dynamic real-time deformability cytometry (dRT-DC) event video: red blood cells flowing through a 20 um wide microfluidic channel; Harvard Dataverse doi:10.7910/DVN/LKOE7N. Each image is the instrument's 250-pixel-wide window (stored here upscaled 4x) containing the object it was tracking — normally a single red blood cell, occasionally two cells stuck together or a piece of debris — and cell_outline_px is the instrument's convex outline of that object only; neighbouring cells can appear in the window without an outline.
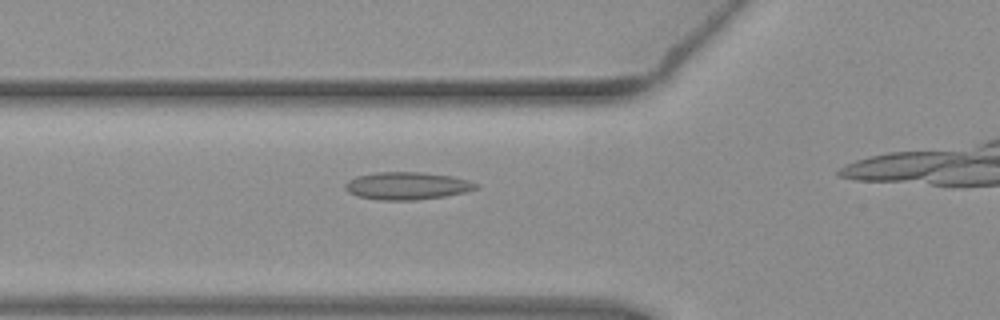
{"species": "common noctule bat (a hibernating species)", "species_latin": "Nyctalus noctula", "temperature_condition": "warm", "stored_images_in_passage": 20, "camera_frame_rate_fps": 3000, "um_per_image_px": 0.085, "animal": {"sex": "female", "body_mass_g": 19.3, "forearm_length_mm": 54.1}, "frame": {"image": 1, "passage_image": 9, "time_ms": 2.667, "image_size_px": [1000, 320], "cell_outline_px": [[480, 188], [464, 192], [444, 196], [416, 200], [380, 200], [356, 196], [348, 192], [344, 188], [344, 184], [348, 180], [356, 176], [376, 172], [420, 172], [452, 176], [468, 180], [480, 184]], "centroid_in_image_um": [34.59, 15.79], "position_along_channel_um": 91.2, "area_um2": 21.15}}
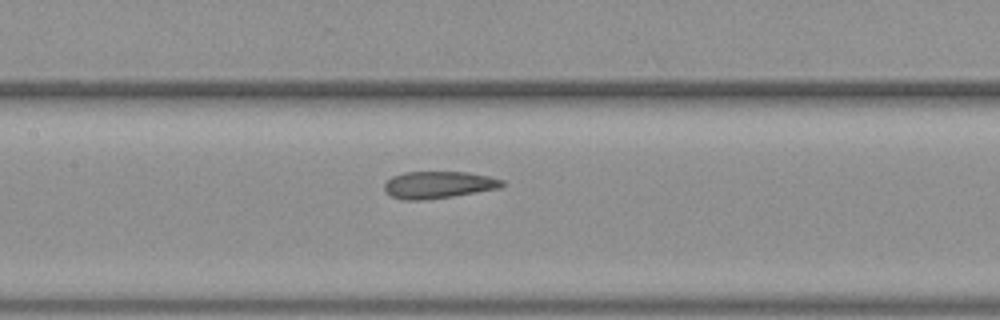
{"frame": {"image": 2, "passage_image": 15, "time_ms": 4.667, "image_size_px": [1000, 320], "cell_outline_px": [[504, 184], [500, 188], [452, 196], [424, 200], [404, 200], [392, 196], [384, 192], [384, 184], [392, 176], [404, 172], [468, 172], [488, 176], [504, 180]], "centroid_in_image_um": [37.25, 15.71], "position_along_channel_um": 170.2, "area_um2": 18.55}}
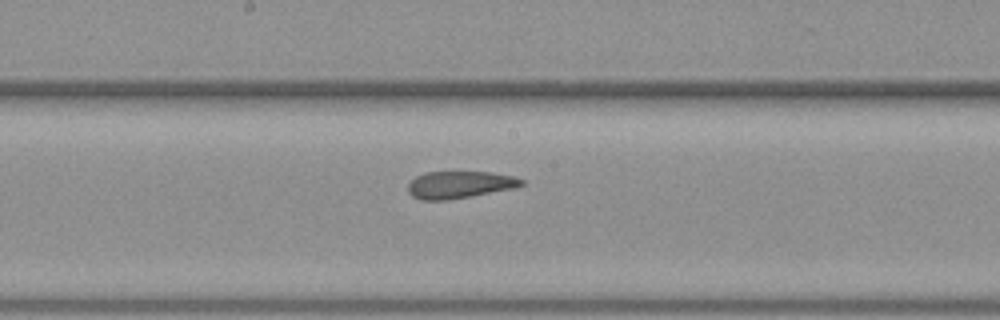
{"frame": {"image": 3, "passage_image": 18, "time_ms": 5.667, "image_size_px": [1000, 320], "cell_outline_px": [[524, 184], [516, 188], [448, 200], [420, 200], [412, 196], [408, 192], [408, 184], [416, 176], [424, 172], [492, 172], [512, 176], [524, 180]], "centroid_in_image_um": [39.06, 15.7], "position_along_channel_um": 209.1, "area_um2": 18.03}}